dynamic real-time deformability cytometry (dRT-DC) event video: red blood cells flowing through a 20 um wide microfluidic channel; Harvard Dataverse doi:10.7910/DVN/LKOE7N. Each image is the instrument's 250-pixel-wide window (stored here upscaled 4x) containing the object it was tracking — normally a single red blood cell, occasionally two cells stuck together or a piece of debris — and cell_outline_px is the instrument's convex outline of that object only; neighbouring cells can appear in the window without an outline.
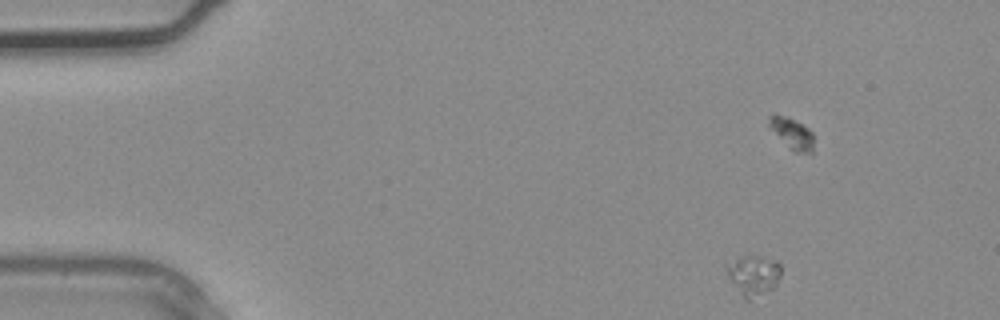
{"species": "common noctule bat (a hibernating species)", "species_latin": "Nyctalus noctula", "temperature_condition": "warm", "stored_images_in_passage": 2, "camera_frame_rate_fps": 3000, "um_per_image_px": 0.085, "animal": {"sex": "male", "body_mass_g": 20.4}, "frame": {"image": 1, "passage_image": 1, "time_ms": 0.0, "image_size_px": [1000, 320], "cell_outline_px": [[780, 276], [776, 288], [752, 304], [744, 300], [728, 276], [724, 264], [740, 256], [764, 256], [776, 260], [780, 264]], "centroid_in_image_um": [64.06, 23.47], "position_along_channel_um": 20.9, "area_um2": 13.64}}
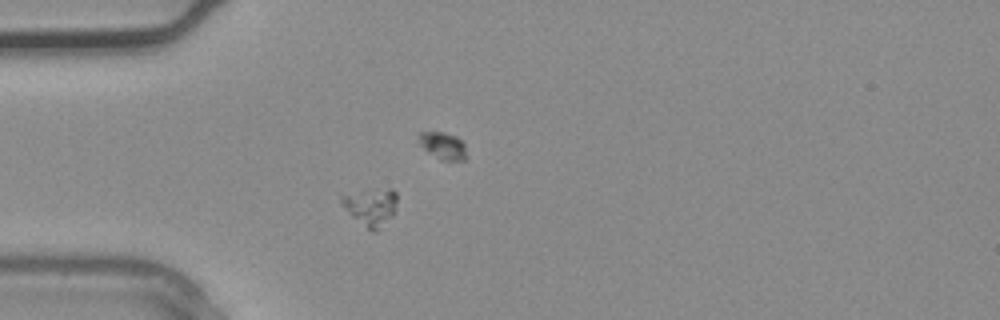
{"frame": {"image": 2, "passage_image": 2, "time_ms": 0.333, "image_size_px": [1000, 320], "cell_outline_px": [[396, 212], [376, 232], [372, 232], [352, 216], [348, 212], [340, 200], [340, 196], [388, 188], [392, 188], [396, 192]], "centroid_in_image_um": [31.58, 17.61], "position_along_channel_um": 53.4, "area_um2": 11.73}}